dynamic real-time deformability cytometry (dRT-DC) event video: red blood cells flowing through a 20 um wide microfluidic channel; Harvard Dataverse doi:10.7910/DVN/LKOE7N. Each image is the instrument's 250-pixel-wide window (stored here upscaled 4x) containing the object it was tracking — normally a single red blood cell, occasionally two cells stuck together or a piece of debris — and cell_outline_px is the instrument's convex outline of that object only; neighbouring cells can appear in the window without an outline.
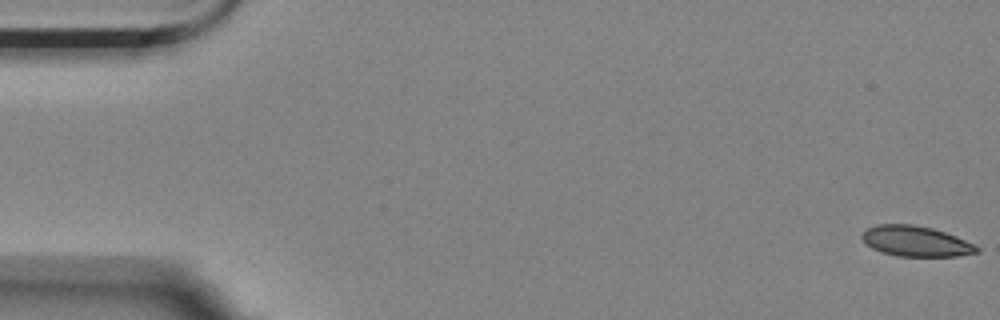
{"species": "Egyptian fruit bat (a non-hibernating species)", "species_latin": "Rousettus aegyptiacus", "temperature_condition": "room temperature", "stored_images_in_passage": 8, "camera_frame_rate_fps": 3000, "um_per_image_px": 0.085, "animal": {"sex": "female"}, "frame": {"image": 1, "passage_image": 1, "time_ms": 0.0, "image_size_px": [1000, 320], "cell_outline_px": [[980, 252], [956, 256], [896, 256], [880, 252], [872, 248], [860, 236], [868, 228], [876, 224], [912, 224], [932, 228], [956, 236], [980, 248]], "centroid_in_image_um": [77.83, 20.5], "position_along_channel_um": 7.2, "area_um2": 20.23}}
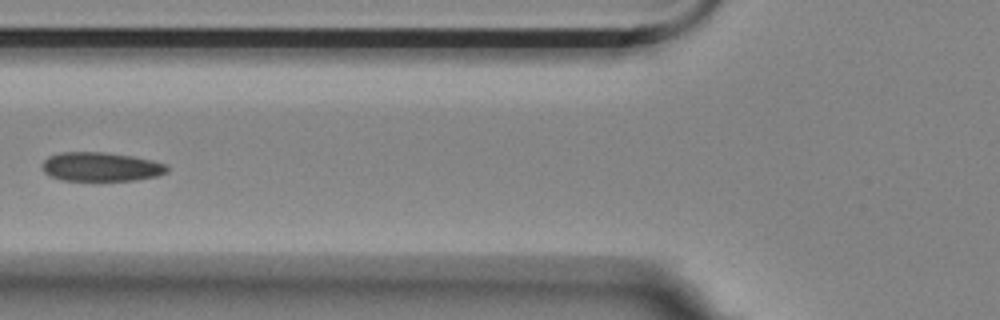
{"frame": {"image": 2, "passage_image": 7, "time_ms": 2.0, "image_size_px": [1000, 320], "cell_outline_px": [[168, 172], [156, 176], [136, 180], [60, 180], [44, 172], [40, 168], [40, 164], [48, 156], [60, 152], [104, 152], [132, 156], [152, 160], [168, 164]], "centroid_in_image_um": [8.56, 14.17], "position_along_channel_um": 117.2, "area_um2": 21.27}}
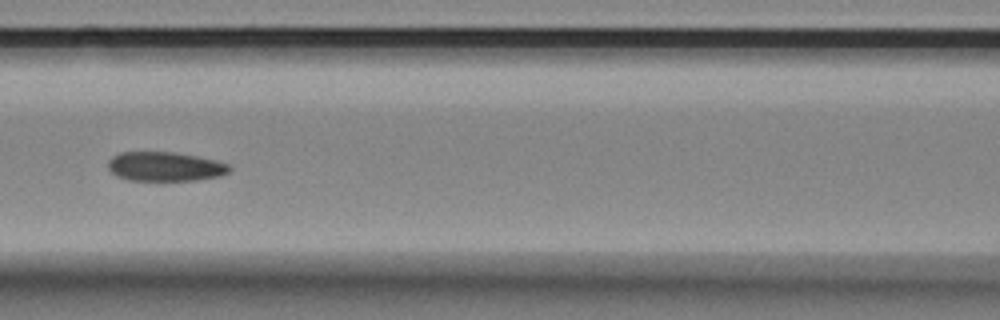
{"frame": {"image": 3, "passage_image": 8, "time_ms": 2.333, "image_size_px": [1000, 320], "cell_outline_px": [[232, 168], [228, 172], [220, 176], [196, 180], [128, 180], [116, 176], [108, 168], [108, 160], [112, 156], [120, 152], [172, 152], [196, 156], [216, 160], [228, 164]], "centroid_in_image_um": [14.01, 14.15], "position_along_channel_um": 152.6, "area_um2": 20.69}}